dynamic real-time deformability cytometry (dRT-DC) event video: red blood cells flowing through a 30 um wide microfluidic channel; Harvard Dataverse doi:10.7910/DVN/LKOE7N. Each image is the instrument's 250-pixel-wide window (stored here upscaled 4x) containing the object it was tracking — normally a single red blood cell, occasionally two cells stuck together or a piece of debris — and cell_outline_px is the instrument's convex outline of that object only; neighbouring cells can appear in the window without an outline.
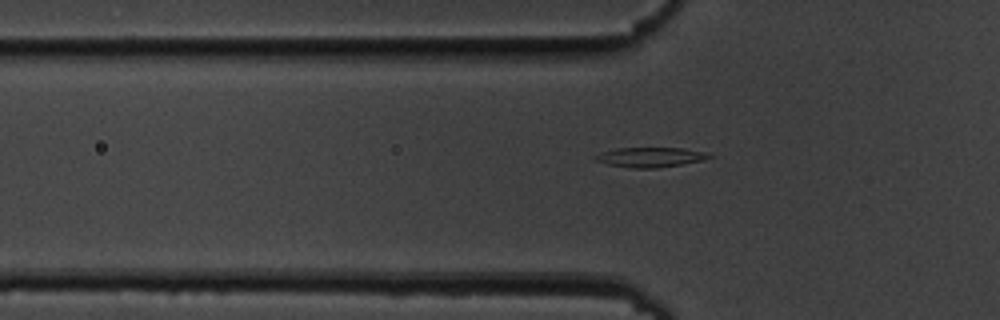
{"species": "common noctule bat (a hibernating species)", "species_latin": "Nyctalus noctula", "temperature_condition": "cold", "stored_images_in_passage": 7, "segment_of_instrument_passage": [2, 2], "camera_frame_rate_fps": 3000, "um_per_image_px": 0.085, "animal": {"sex": "male", "body_mass_g": 19.5, "forearm_length_mm": 54.6}, "frame": {"image": 1, "passage_image": 7, "time_ms": 2.0, "image_size_px": [1000, 320], "cell_outline_px": [[716, 156], [704, 160], [656, 168], [632, 168], [608, 164], [592, 160], [592, 156], [600, 152], [616, 148], [680, 148], [704, 152]], "centroid_in_image_um": [55.22, 13.36], "position_along_channel_um": 70.6, "area_um2": 13.18}}